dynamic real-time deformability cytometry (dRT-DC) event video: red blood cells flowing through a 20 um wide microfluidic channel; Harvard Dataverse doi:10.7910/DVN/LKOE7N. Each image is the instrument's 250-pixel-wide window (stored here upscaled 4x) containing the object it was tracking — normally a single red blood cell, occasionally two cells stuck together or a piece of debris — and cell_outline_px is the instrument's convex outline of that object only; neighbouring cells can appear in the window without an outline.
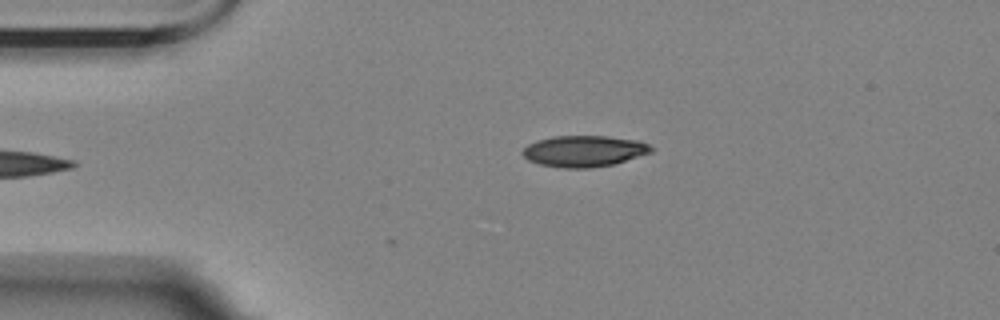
{"species": "Egyptian fruit bat (a non-hibernating species)", "species_latin": "Rousettus aegyptiacus", "temperature_condition": "room temperature", "stored_images_in_passage": 3, "camera_frame_rate_fps": 3000, "um_per_image_px": 0.085, "animal": {"sex": "female"}, "frame": {"image": 1, "passage_image": 1, "time_ms": 0.0, "image_size_px": [1000, 320], "cell_outline_px": [[652, 152], [612, 164], [588, 168], [564, 168], [540, 164], [528, 160], [520, 152], [528, 144], [536, 140], [552, 136], [608, 136], [640, 140], [648, 144], [652, 148]], "centroid_in_image_um": [49.62, 12.83], "position_along_channel_um": 35.4, "area_um2": 23.35}}